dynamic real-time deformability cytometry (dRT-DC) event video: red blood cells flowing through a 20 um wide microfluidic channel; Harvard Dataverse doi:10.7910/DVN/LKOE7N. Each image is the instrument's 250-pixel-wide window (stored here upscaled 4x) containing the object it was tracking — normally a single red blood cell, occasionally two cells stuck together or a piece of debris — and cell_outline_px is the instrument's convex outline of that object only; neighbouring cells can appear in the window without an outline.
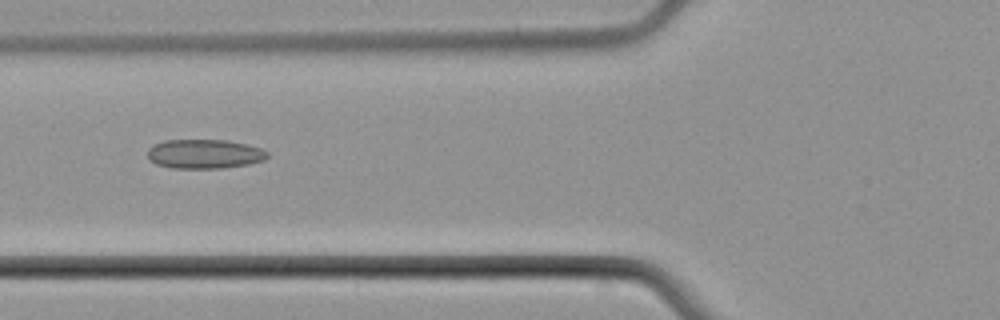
{"species": "common noctule bat (a hibernating species)", "species_latin": "Nyctalus noctula", "temperature_condition": "cold", "stored_images_in_passage": 7, "camera_frame_rate_fps": 3000, "um_per_image_px": 0.085, "animal": {"sex": "male", "body_mass_g": 21.5, "forearm_length_mm": 52.0}, "frame": {"image": 1, "passage_image": 5, "time_ms": 6.333, "image_size_px": [1000, 320], "cell_outline_px": [[268, 156], [264, 160], [248, 164], [224, 168], [172, 168], [156, 164], [148, 156], [148, 148], [164, 140], [228, 140], [260, 148], [268, 152]], "centroid_in_image_um": [17.39, 13.09], "position_along_channel_um": 108.4, "area_um2": 20.29}}
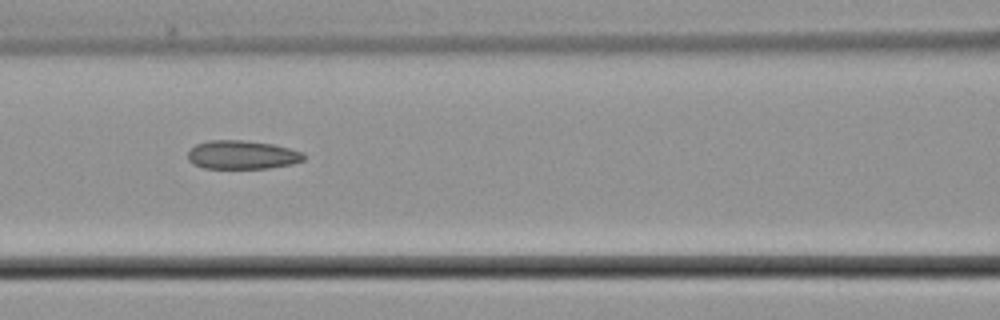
{"frame": {"image": 2, "passage_image": 6, "time_ms": 7.333, "image_size_px": [1000, 320], "cell_outline_px": [[304, 160], [292, 164], [268, 168], [204, 168], [192, 164], [188, 160], [188, 152], [196, 144], [208, 140], [244, 140], [272, 144], [304, 152]], "centroid_in_image_um": [20.57, 13.16], "position_along_channel_um": 146.0, "area_um2": 19.36}}
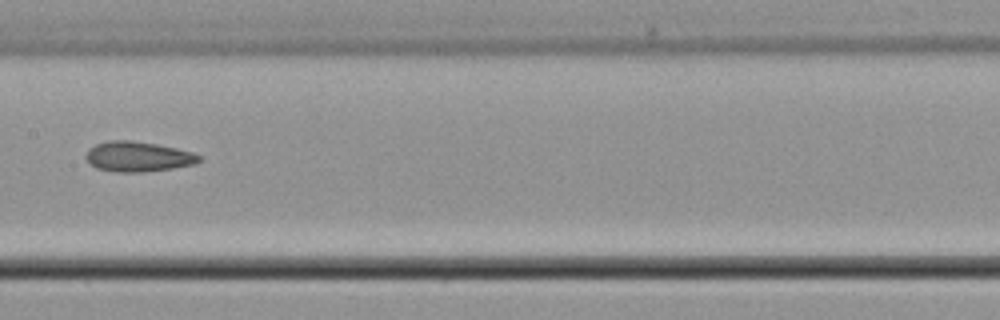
{"frame": {"image": 3, "passage_image": 7, "time_ms": 8.667, "image_size_px": [1000, 320], "cell_outline_px": [[200, 160], [196, 164], [172, 168], [140, 172], [116, 172], [96, 168], [84, 156], [88, 148], [96, 144], [108, 140], [128, 140], [156, 144], [176, 148], [192, 152], [200, 156]], "centroid_in_image_um": [11.7, 13.31], "position_along_channel_um": 195.7, "area_um2": 19.77}}